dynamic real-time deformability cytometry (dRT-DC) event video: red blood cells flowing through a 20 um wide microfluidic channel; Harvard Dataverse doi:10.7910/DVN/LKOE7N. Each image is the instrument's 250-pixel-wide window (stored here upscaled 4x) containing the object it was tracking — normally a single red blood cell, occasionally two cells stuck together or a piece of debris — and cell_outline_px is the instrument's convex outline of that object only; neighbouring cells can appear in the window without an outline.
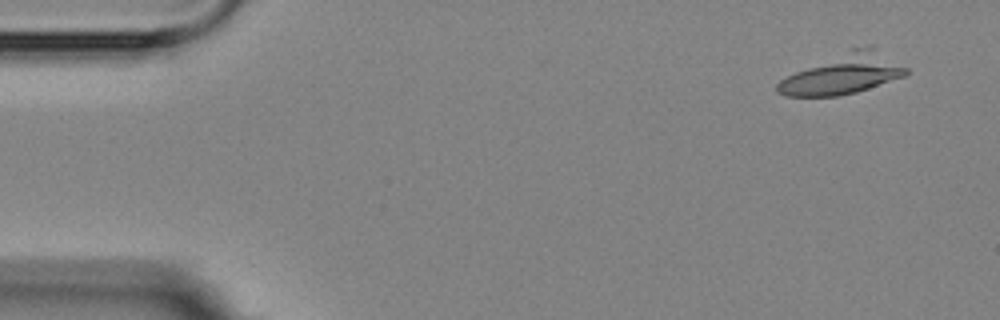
{"species": "Egyptian fruit bat (a non-hibernating species)", "species_latin": "Rousettus aegyptiacus", "temperature_condition": "room temperature", "stored_images_in_passage": 4, "camera_frame_rate_fps": 3000, "um_per_image_px": 0.085, "animal": {"sex": "female"}, "frame": {"image": 1, "passage_image": 1, "time_ms": 0.0, "image_size_px": [1000, 320], "cell_outline_px": [[908, 72], [904, 76], [856, 92], [836, 96], [784, 96], [776, 92], [776, 84], [780, 80], [796, 72], [852, 48], [868, 44], [872, 44], [908, 68]], "centroid_in_image_um": [71.7, 6.28], "position_along_channel_um": 13.3, "area_um2": 29.77}}
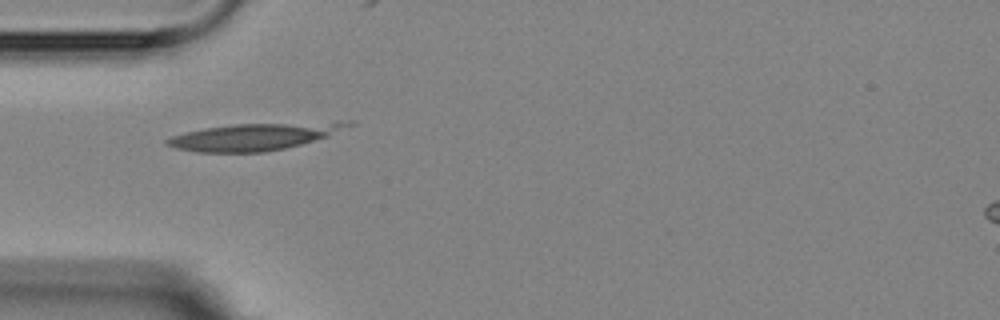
{"frame": {"image": 2, "passage_image": 3, "time_ms": 4.333, "image_size_px": [1000, 320], "cell_outline_px": [[356, 124], [328, 136], [300, 144], [284, 148], [264, 152], [196, 152], [176, 148], [164, 144], [164, 140], [172, 136], [204, 128], [236, 124], [336, 120], [356, 120]], "centroid_in_image_um": [21.75, 11.57], "position_along_channel_um": 63.2, "area_um2": 29.07}}
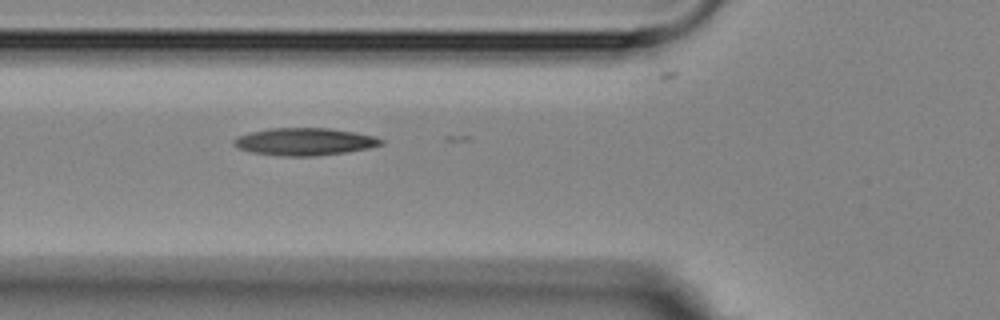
{"frame": {"image": 3, "passage_image": 4, "time_ms": 5.333, "image_size_px": [1000, 320], "cell_outline_px": [[384, 144], [368, 148], [344, 152], [316, 156], [280, 156], [252, 152], [240, 148], [232, 144], [232, 140], [236, 136], [248, 132], [268, 128], [328, 128], [356, 132], [372, 136], [384, 140]], "centroid_in_image_um": [25.85, 12.03], "position_along_channel_um": 100.0, "area_um2": 23.58}}